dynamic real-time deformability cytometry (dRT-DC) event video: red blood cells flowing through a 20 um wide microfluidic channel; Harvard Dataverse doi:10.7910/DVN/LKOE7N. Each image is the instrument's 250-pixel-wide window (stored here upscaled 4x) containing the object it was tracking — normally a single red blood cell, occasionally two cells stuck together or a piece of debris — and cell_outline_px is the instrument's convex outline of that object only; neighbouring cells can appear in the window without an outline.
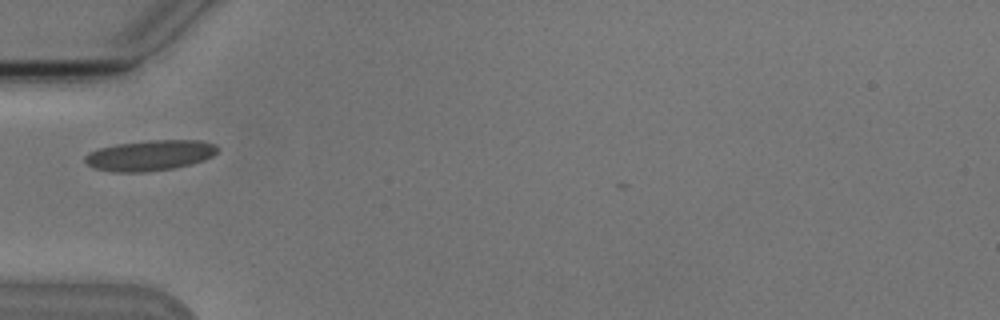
{"species": "Egyptian fruit bat (a non-hibernating species)", "species_latin": "Rousettus aegyptiacus", "temperature_condition": "cold", "stored_images_in_passage": 2, "camera_frame_rate_fps": 3000, "um_per_image_px": 0.085, "animal": {"sex": "male"}, "frame": {"image": 1, "passage_image": 1, "time_ms": 0.0, "image_size_px": [1000, 320], "cell_outline_px": [[220, 148], [212, 156], [204, 160], [192, 164], [172, 168], [144, 172], [112, 172], [96, 168], [88, 164], [84, 160], [84, 156], [88, 152], [100, 148], [116, 144], [148, 140], [200, 140], [216, 144]], "centroid_in_image_um": [12.76, 13.2], "position_along_channel_um": 72.2, "area_um2": 23.64}}